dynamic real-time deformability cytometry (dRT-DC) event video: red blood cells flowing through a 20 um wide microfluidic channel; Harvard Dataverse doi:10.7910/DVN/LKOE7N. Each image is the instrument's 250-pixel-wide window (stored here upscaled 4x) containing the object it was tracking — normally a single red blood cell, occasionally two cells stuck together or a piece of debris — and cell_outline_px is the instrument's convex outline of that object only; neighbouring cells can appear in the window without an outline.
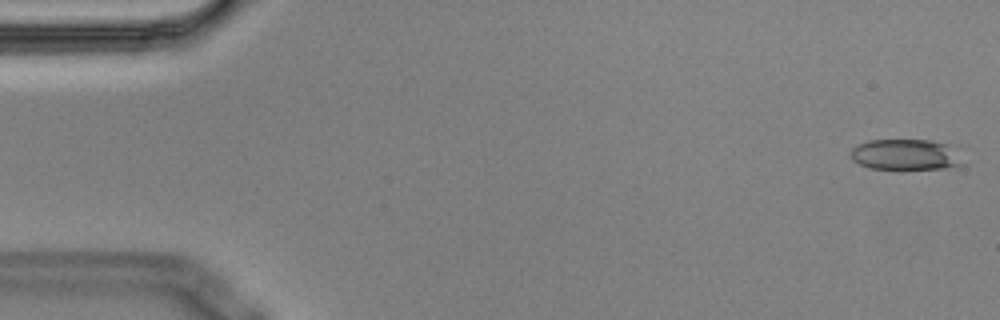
{"species": "Egyptian fruit bat (a non-hibernating species)", "species_latin": "Rousettus aegyptiacus", "temperature_condition": "cold", "stored_images_in_passage": 5, "camera_frame_rate_fps": 3000, "um_per_image_px": 0.085, "animal": {"sex": "male"}, "frame": {"image": 1, "passage_image": 1, "time_ms": 0.0, "image_size_px": [1000, 320], "cell_outline_px": [[964, 164], [944, 168], [868, 168], [852, 160], [852, 148], [860, 144], [872, 140], [928, 140], [948, 144]], "centroid_in_image_um": [76.94, 13.13], "position_along_channel_um": 8.1, "area_um2": 19.48}}